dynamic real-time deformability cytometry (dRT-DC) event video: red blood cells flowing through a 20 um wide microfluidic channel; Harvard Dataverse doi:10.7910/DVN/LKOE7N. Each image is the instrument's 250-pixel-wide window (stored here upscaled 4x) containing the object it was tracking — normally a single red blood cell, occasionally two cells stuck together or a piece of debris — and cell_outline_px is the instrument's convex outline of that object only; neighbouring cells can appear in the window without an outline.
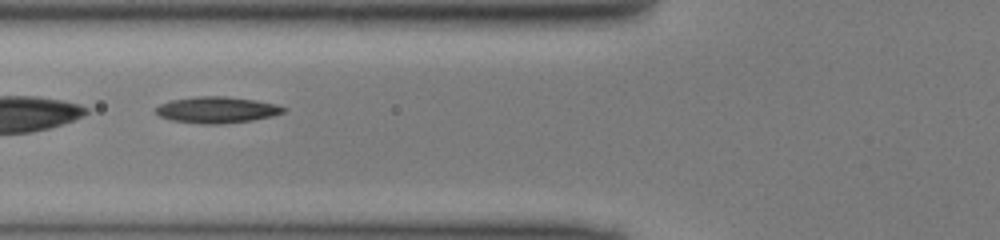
{"species": "common noctule bat (a hibernating species)", "species_latin": "Nyctalus noctula", "temperature_condition": "cold", "stored_images_in_passage": 48, "camera_frame_rate_fps": 3000, "um_per_image_px": 0.085, "animal": {"sex": "male", "body_mass_g": 13.0, "forearm_length_mm": 53.1}, "frame": {"image": 1, "passage_image": 19, "time_ms": 6.0, "image_size_px": [1000, 240], "cell_outline_px": [[288, 108], [284, 112], [272, 116], [252, 120], [220, 124], [200, 124], [172, 120], [160, 116], [156, 112], [156, 108], [160, 104], [172, 100], [196, 96], [224, 96], [256, 100], [276, 104]], "centroid_in_image_um": [18.46, 9.33], "position_along_channel_um": 107.3, "area_um2": 19.54}}
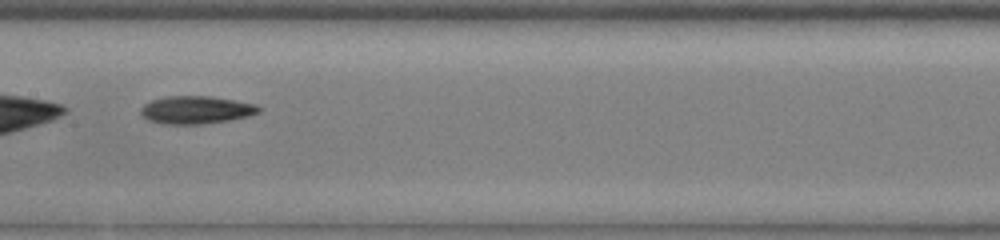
{"frame": {"image": 2, "passage_image": 25, "time_ms": 8.0, "image_size_px": [1000, 240], "cell_outline_px": [[260, 112], [248, 116], [228, 120], [200, 124], [164, 124], [148, 120], [140, 112], [140, 108], [144, 104], [152, 100], [164, 96], [212, 96], [236, 100], [256, 104], [260, 108]], "centroid_in_image_um": [16.66, 9.33], "position_along_channel_um": 190.7, "area_um2": 19.13}}
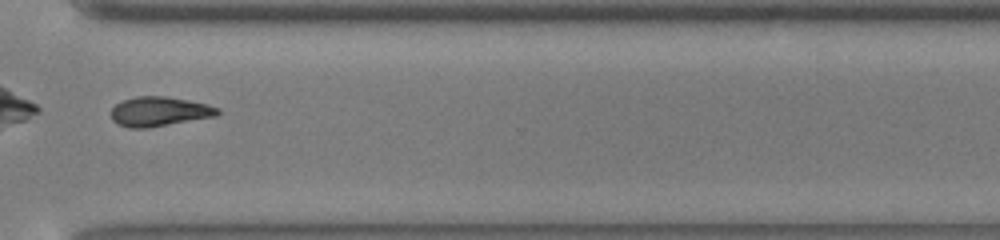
{"frame": {"image": 3, "passage_image": 37, "time_ms": 12.0, "image_size_px": [1000, 240], "cell_outline_px": [[220, 112], [216, 116], [148, 128], [128, 128], [116, 124], [112, 120], [112, 108], [120, 100], [136, 96], [168, 96], [208, 104], [220, 108]], "centroid_in_image_um": [13.53, 9.47], "position_along_channel_um": 357.1, "area_um2": 18.55}}